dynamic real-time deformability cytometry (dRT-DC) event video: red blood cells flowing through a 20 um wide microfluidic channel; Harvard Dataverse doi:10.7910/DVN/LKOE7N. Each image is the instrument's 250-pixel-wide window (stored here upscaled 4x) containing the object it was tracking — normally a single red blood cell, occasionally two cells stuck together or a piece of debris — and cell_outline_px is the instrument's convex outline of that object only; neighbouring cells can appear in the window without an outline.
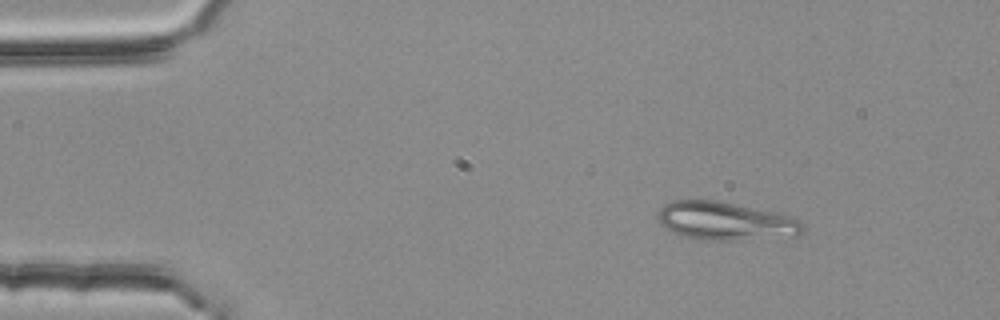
{"species": "common noctule bat (a hibernating species)", "species_latin": "Nyctalus noctula", "temperature_condition": "room temperature", "stored_images_in_passage": 2, "camera_frame_rate_fps": 3000, "um_per_image_px": 0.085, "animal": {"sex": "female", "body_mass_g": 25.1}, "frame": {"image": 1, "passage_image": 1, "time_ms": 0.0, "image_size_px": [1000, 320], "cell_outline_px": [[804, 232], [796, 236], [736, 240], [712, 240], [684, 236], [668, 228], [656, 216], [660, 208], [664, 204], [672, 200], [720, 200], [772, 212], [788, 216], [804, 224]], "centroid_in_image_um": [61.68, 18.78], "position_along_channel_um": 23.3, "area_um2": 31.85}}